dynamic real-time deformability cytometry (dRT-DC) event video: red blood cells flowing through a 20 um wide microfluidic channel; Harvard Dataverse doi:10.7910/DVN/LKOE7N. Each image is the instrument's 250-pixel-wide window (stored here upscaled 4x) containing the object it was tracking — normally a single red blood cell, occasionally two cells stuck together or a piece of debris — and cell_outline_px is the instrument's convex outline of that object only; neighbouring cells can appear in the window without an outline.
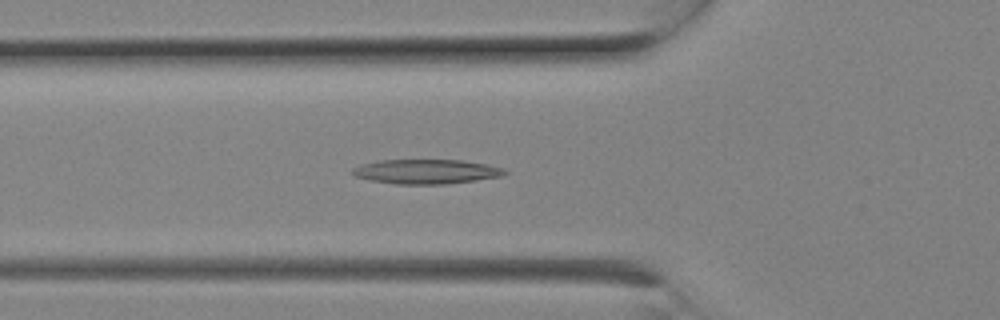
{"species": "Egyptian fruit bat (a non-hibernating species)", "species_latin": "Rousettus aegyptiacus", "temperature_condition": "room temperature", "stored_images_in_passage": 7, "camera_frame_rate_fps": 3000, "um_per_image_px": 0.085, "animal": {"sex": "female"}, "frame": {"image": 1, "passage_image": 7, "time_ms": 2.0, "image_size_px": [1000, 320], "cell_outline_px": [[508, 172], [504, 176], [476, 180], [444, 184], [396, 184], [372, 180], [356, 176], [352, 172], [352, 168], [360, 164], [380, 160], [464, 160], [504, 168]], "centroid_in_image_um": [36.25, 14.58], "position_along_channel_um": 89.5, "area_um2": 21.68}}